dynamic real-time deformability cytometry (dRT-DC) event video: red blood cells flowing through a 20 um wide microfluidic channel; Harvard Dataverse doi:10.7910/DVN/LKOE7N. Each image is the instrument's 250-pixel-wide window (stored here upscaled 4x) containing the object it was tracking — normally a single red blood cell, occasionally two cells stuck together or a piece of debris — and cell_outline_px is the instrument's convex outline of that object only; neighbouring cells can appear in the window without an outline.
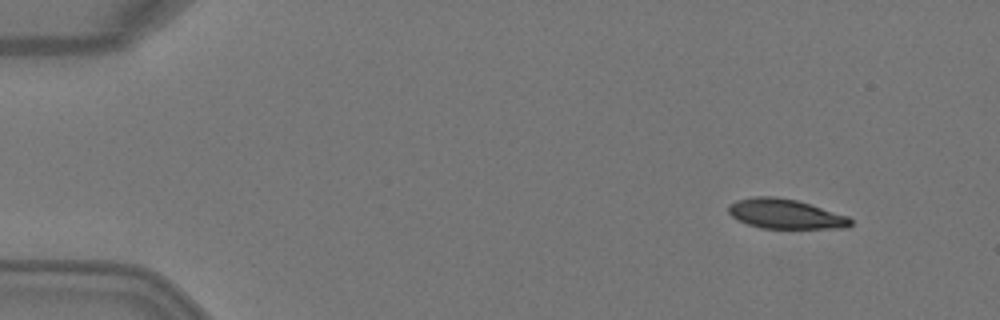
{"species": "Egyptian fruit bat (a non-hibernating species)", "species_latin": "Rousettus aegyptiacus", "temperature_condition": "warm", "stored_images_in_passage": 5, "camera_frame_rate_fps": 3000, "um_per_image_px": 0.085, "animal": {"sex": "female"}, "frame": {"image": 1, "passage_image": 2, "time_ms": 0.333, "image_size_px": [1000, 320], "cell_outline_px": [[852, 224], [848, 228], [760, 228], [748, 224], [732, 216], [728, 212], [728, 204], [736, 200], [756, 196], [776, 196], [796, 200], [848, 216], [852, 220]], "centroid_in_image_um": [66.75, 18.18], "position_along_channel_um": 18.3, "area_um2": 21.04}}
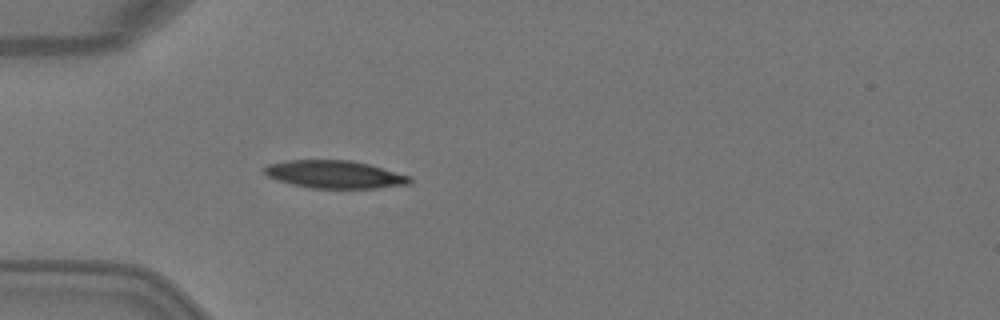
{"frame": {"image": 2, "passage_image": 5, "time_ms": 1.333, "image_size_px": [1000, 320], "cell_outline_px": [[412, 184], [376, 188], [308, 188], [292, 184], [268, 176], [264, 172], [264, 168], [268, 164], [288, 160], [352, 160], [368, 164], [412, 176]], "centroid_in_image_um": [28.5, 14.82], "position_along_channel_um": 56.5, "area_um2": 23.52}}